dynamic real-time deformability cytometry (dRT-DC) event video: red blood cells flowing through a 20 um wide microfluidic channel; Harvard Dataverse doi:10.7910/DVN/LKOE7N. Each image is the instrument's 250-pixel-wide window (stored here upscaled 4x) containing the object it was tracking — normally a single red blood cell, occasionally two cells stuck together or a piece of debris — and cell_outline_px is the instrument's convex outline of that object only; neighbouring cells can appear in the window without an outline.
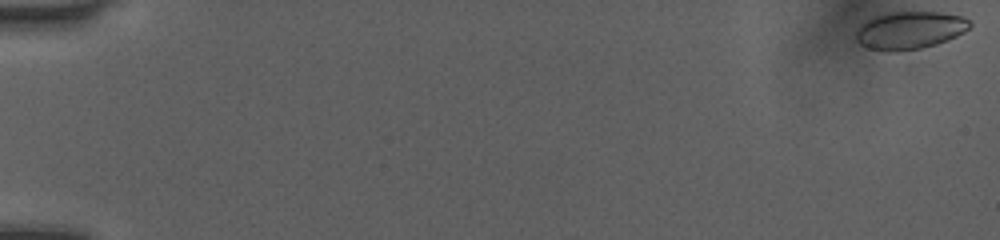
{"species": "human", "species_latin": "Homo sapiens", "temperature_condition": "room temperature", "stored_images_in_passage": 52, "camera_frame_rate_fps": 3000, "um_per_image_px": 0.085, "donor": {"sex": "female"}, "frame": {"image": 1, "passage_image": 1, "time_ms": 0.0, "image_size_px": [1000, 240], "cell_outline_px": [[972, 24], [964, 32], [948, 40], [936, 44], [920, 48], [896, 52], [884, 52], [868, 48], [860, 44], [856, 40], [856, 32], [860, 24], [872, 16], [892, 12], [940, 12], [964, 16], [972, 20]], "centroid_in_image_um": [77.33, 2.57], "position_along_channel_um": 7.7, "area_um2": 25.37}}
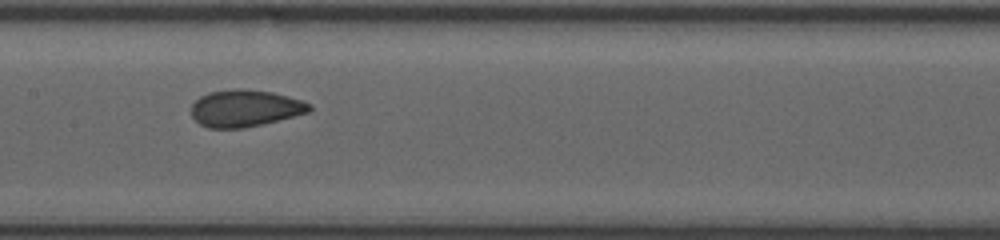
{"frame": {"image": 2, "passage_image": 28, "time_ms": 9.0, "image_size_px": [1000, 240], "cell_outline_px": [[312, 108], [308, 112], [244, 128], [208, 128], [200, 124], [192, 116], [192, 104], [200, 96], [208, 92], [232, 88], [240, 88], [272, 92], [288, 96], [312, 104]], "centroid_in_image_um": [20.8, 9.19], "position_along_channel_um": 186.6, "area_um2": 25.26}}
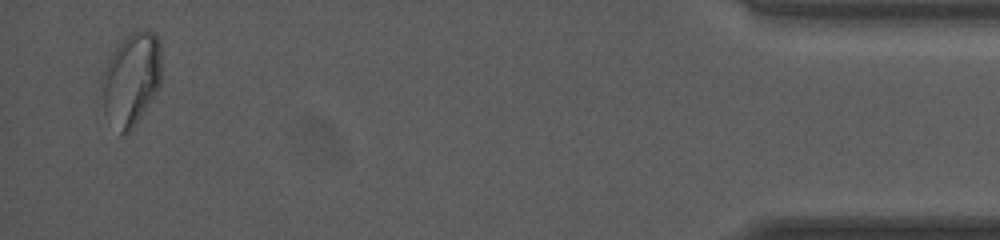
{"frame": {"image": 3, "passage_image": 51, "time_ms": 16.667, "image_size_px": [1000, 240], "cell_outline_px": [[160, 84], [136, 124], [124, 136], [120, 132], [104, 112], [100, 84], [100, 76], [112, 52], [132, 32], [152, 32], [160, 40]], "centroid_in_image_um": [11.12, 6.75], "position_along_channel_um": 424.1, "area_um2": 31.79}, "authors_computed_cell_mechanics": {"area_um2": 25.4031, "velocity_mm_per_s": 4.0487, "shape_relaxation_time_tau1_ms": 9.5258, "shape_relaxation_time_tau2_ms": 0.7135, "deformation_change_tau1": 0.148, "deformation_change_tau2": 0.0402}}